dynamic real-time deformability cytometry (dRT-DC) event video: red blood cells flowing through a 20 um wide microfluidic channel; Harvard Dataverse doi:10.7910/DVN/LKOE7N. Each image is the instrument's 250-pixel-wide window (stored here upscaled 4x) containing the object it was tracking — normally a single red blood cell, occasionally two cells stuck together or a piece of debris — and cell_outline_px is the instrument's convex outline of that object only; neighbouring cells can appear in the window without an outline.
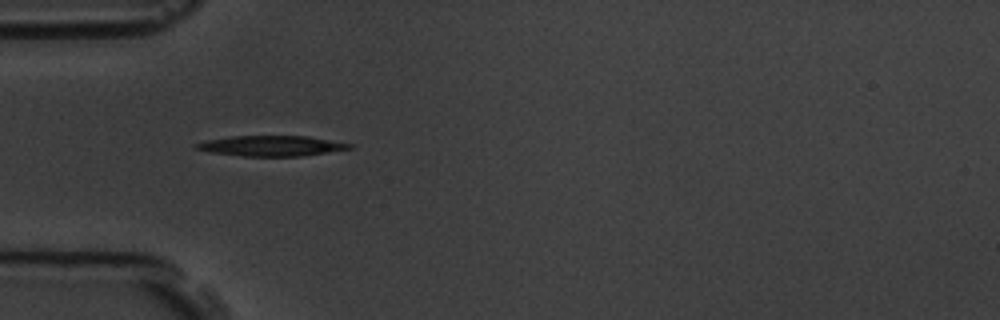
{"species": "common noctule bat (a hibernating species)", "species_latin": "Nyctalus noctula", "temperature_condition": "room temperature", "stored_images_in_passage": 6, "camera_frame_rate_fps": 3000, "um_per_image_px": 0.085, "animal": {"sex": "male", "body_mass_g": 19.5, "forearm_length_mm": 54.6}, "frame": {"image": 1, "passage_image": 4, "time_ms": 3.333, "image_size_px": [1000, 320], "cell_outline_px": [[352, 148], [300, 156], [244, 156], [212, 152], [196, 148], [192, 144], [208, 140], [232, 136], [308, 136], [352, 144]], "centroid_in_image_um": [23.05, 12.39], "position_along_channel_um": 61.9, "area_um2": 17.86}}
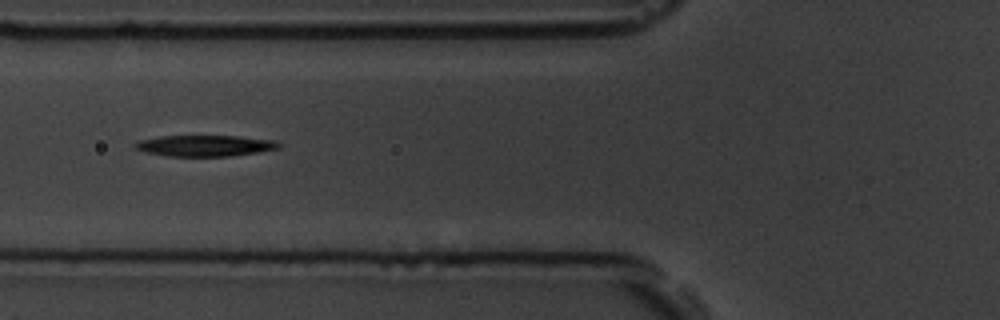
{"frame": {"image": 2, "passage_image": 5, "time_ms": 4.667, "image_size_px": [1000, 320], "cell_outline_px": [[280, 148], [256, 152], [228, 156], [168, 156], [148, 152], [136, 148], [132, 144], [140, 140], [160, 136], [236, 136], [276, 140], [280, 144]], "centroid_in_image_um": [17.43, 12.38], "position_along_channel_um": 108.4, "area_um2": 17.46}}
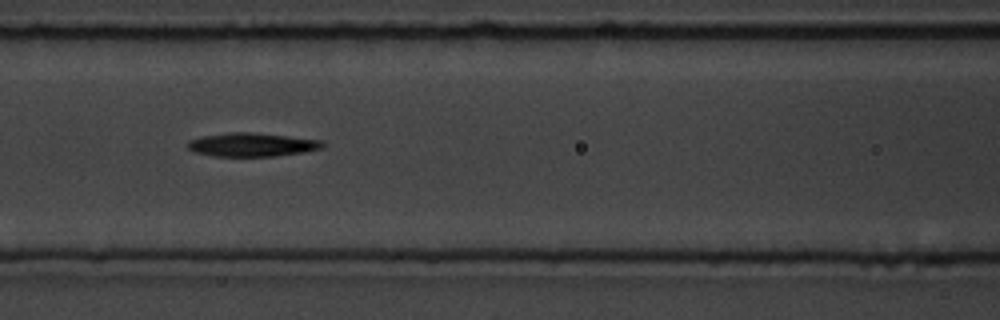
{"frame": {"image": 3, "passage_image": 6, "time_ms": 5.667, "image_size_px": [1000, 320], "cell_outline_px": [[324, 148], [304, 152], [276, 156], [212, 156], [192, 152], [188, 148], [188, 140], [200, 136], [228, 132], [248, 132], [288, 136], [324, 140]], "centroid_in_image_um": [21.4, 12.3], "position_along_channel_um": 145.2, "area_um2": 18.79}}